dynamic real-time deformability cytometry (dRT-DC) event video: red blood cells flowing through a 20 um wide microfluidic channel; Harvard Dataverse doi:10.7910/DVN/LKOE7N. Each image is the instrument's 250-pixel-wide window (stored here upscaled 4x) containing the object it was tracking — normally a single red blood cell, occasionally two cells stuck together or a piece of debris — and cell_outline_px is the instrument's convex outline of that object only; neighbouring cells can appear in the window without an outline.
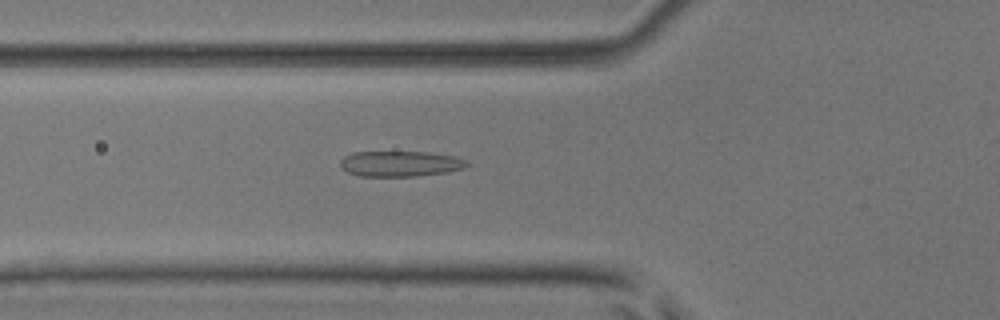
{"species": "common noctule bat (a hibernating species)", "species_latin": "Nyctalus noctula", "temperature_condition": "room temperature", "stored_images_in_passage": 37, "camera_frame_rate_fps": 3000, "um_per_image_px": 0.085, "animal": {"sex": "male", "body_mass_g": 17.9, "forearm_length_mm": 54.2}, "frame": {"image": 1, "passage_image": 5, "time_ms": 1.333, "image_size_px": [1000, 320], "cell_outline_px": [[468, 164], [460, 168], [448, 172], [416, 176], [360, 176], [348, 172], [340, 164], [340, 160], [344, 156], [352, 152], [428, 152], [456, 156], [468, 160]], "centroid_in_image_um": [34.02, 13.91], "position_along_channel_um": 91.8, "area_um2": 18.79}}
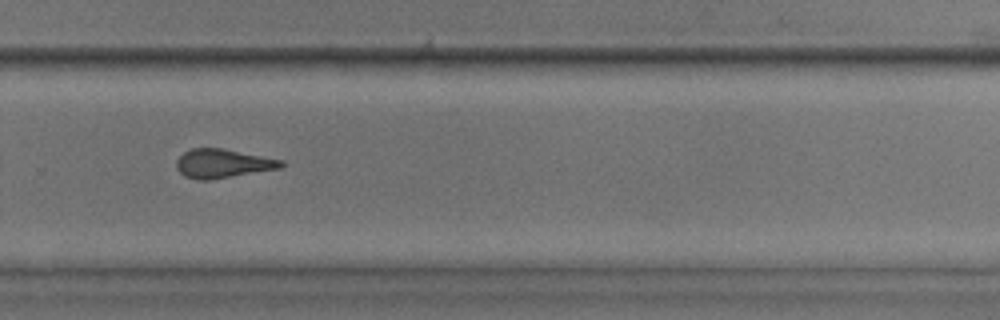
{"frame": {"image": 2, "passage_image": 21, "time_ms": 6.667, "image_size_px": [1000, 320], "cell_outline_px": [[288, 164], [280, 168], [208, 180], [196, 180], [184, 176], [176, 168], [176, 160], [184, 152], [192, 148], [224, 148], [284, 160]], "centroid_in_image_um": [18.95, 13.89], "position_along_channel_um": 310.8, "area_um2": 17.74}}
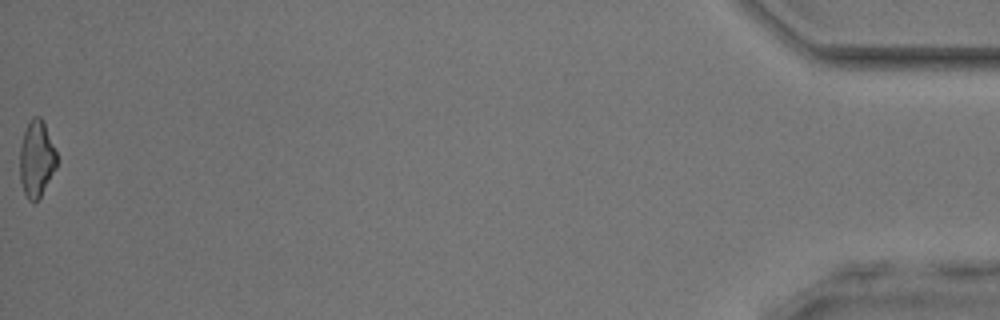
{"frame": {"image": 3, "passage_image": 37, "time_ms": 12.0, "image_size_px": [1000, 320], "cell_outline_px": [[56, 168], [40, 196], [32, 204], [28, 200], [24, 192], [20, 180], [20, 148], [24, 132], [32, 116], [40, 116], [44, 120], [56, 152]], "centroid_in_image_um": [3.1, 13.49], "position_along_channel_um": 432.1, "area_um2": 16.36}, "authors_computed_cell_mechanics": {"area_um2": 17.629, "velocity_mm_per_s": 4.1125, "shape_relaxation_time_tau1_ms": 8.4649, "shape_relaxation_time_tau2_ms": 1.0086, "deformation_change_tau1": 0.2003, "deformation_change_tau2": 0.101}}